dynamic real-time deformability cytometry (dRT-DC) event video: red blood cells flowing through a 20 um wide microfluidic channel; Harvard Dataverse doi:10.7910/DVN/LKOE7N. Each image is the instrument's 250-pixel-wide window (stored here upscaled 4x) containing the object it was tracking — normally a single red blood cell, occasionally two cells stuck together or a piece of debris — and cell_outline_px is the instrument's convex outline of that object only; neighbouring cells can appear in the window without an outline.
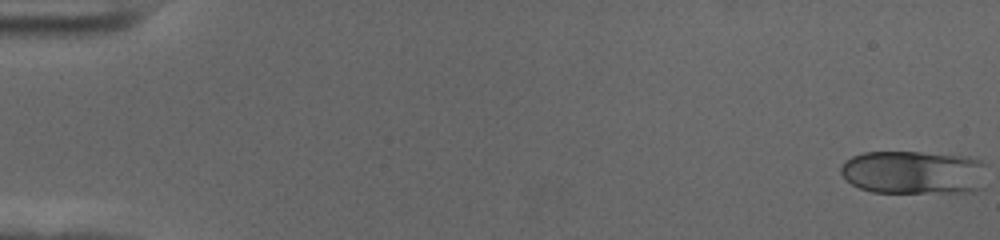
{"species": "human", "species_latin": "Homo sapiens", "temperature_condition": "cold", "stored_images_in_passage": 56, "camera_frame_rate_fps": 3000, "um_per_image_px": 0.085, "donor": {"sex": "female"}, "frame": {"image": 1, "passage_image": 1, "time_ms": 0.0, "image_size_px": [1000, 240], "cell_outline_px": [[984, 164], [976, 188], [972, 192], [872, 192], [860, 188], [852, 184], [840, 172], [840, 168], [844, 160], [852, 156], [864, 152], [920, 152], [968, 156], [980, 160]], "centroid_in_image_um": [77.56, 14.63], "position_along_channel_um": 7.4, "area_um2": 36.53}}
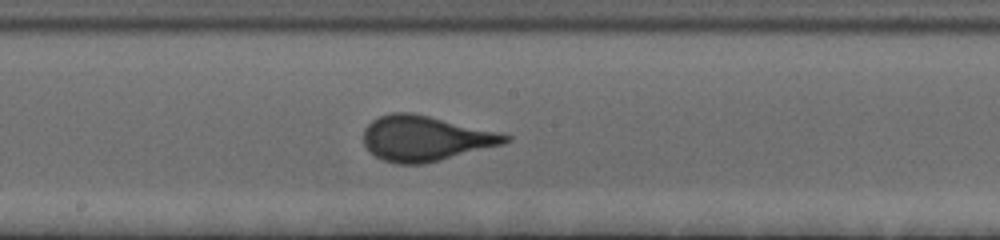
{"frame": {"image": 2, "passage_image": 31, "time_ms": 10.0, "image_size_px": [1000, 240], "cell_outline_px": [[512, 140], [504, 144], [424, 164], [396, 164], [384, 160], [376, 156], [364, 144], [364, 128], [372, 120], [380, 116], [392, 112], [408, 112], [428, 116], [496, 132], [512, 136]], "centroid_in_image_um": [36.14, 11.77], "position_along_channel_um": 212.1, "area_um2": 36.88}}
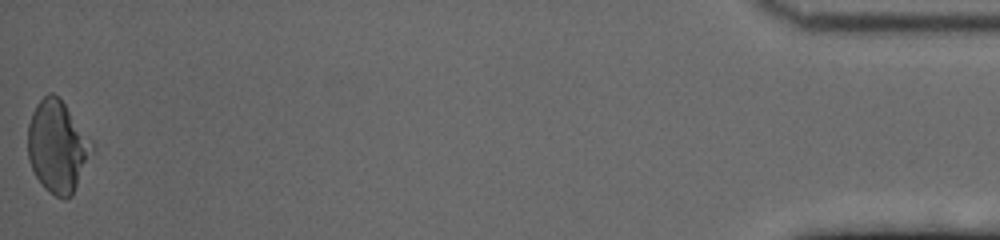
{"frame": {"image": 3, "passage_image": 56, "time_ms": 18.333, "image_size_px": [1000, 240], "cell_outline_px": [[92, 152], [72, 196], [64, 200], [56, 196], [44, 188], [36, 176], [28, 160], [28, 124], [32, 112], [36, 104], [48, 92], [52, 92], [60, 96], [92, 140]], "centroid_in_image_um": [4.88, 12.43], "position_along_channel_um": 430.3, "area_um2": 34.51}, "authors_computed_cell_mechanics": {"area_um2": 35.5759, "velocity_mm_per_s": 3.6681, "shape_relaxation_time_tau1_ms": 4.6203, "shape_relaxation_time_tau2_ms": null, "deformation_change_tau1": 0.1435, "deformation_change_tau2": null}}